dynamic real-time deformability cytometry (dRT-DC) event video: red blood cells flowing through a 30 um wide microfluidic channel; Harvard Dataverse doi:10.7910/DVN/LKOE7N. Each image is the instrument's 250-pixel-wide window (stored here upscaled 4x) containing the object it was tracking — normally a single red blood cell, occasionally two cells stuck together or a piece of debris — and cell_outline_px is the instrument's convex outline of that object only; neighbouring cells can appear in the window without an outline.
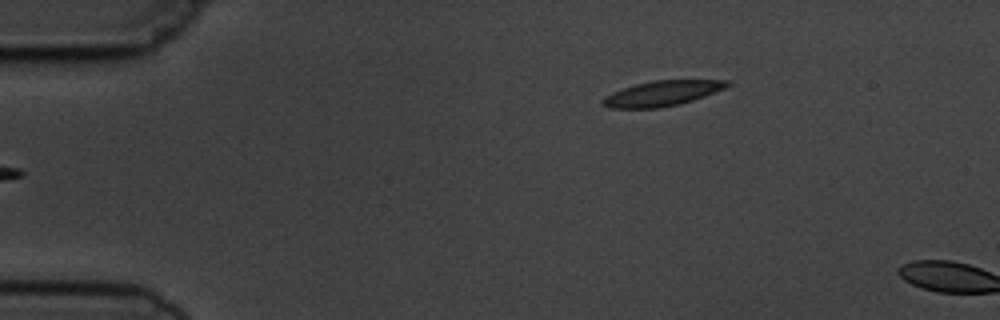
{"species": "common noctule bat (a hibernating species)", "species_latin": "Nyctalus noctula", "temperature_condition": "cold", "stored_images_in_passage": 3, "camera_frame_rate_fps": 3000, "um_per_image_px": 0.085, "animal": {"sex": "male", "body_mass_g": 19.5, "forearm_length_mm": 54.6}, "frame": {"image": 1, "passage_image": 3, "time_ms": 2.333, "image_size_px": [1000, 320], "cell_outline_px": [[732, 84], [724, 88], [704, 96], [680, 104], [660, 108], [608, 108], [600, 104], [600, 100], [604, 96], [612, 92], [636, 84], [652, 80], [728, 80]], "centroid_in_image_um": [56.23, 7.94], "position_along_channel_um": 28.8, "area_um2": 18.32}}